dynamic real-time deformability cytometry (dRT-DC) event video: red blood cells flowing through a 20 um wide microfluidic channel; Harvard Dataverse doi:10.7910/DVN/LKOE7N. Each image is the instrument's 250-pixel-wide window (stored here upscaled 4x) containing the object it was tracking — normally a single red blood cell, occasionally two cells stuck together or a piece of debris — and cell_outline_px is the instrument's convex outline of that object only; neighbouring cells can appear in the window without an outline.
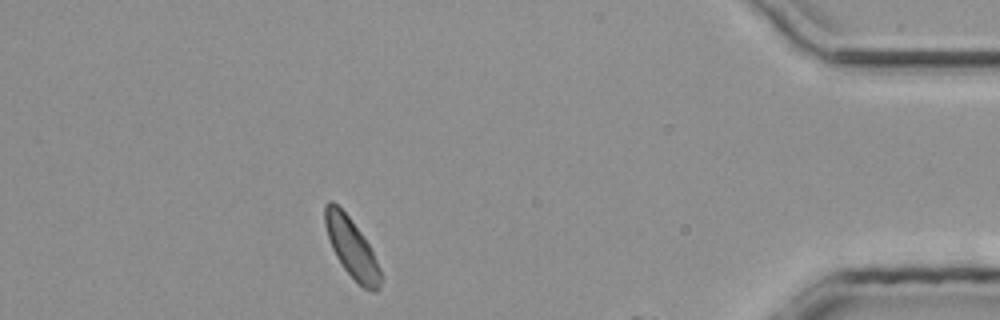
{"species": "common noctule bat (a hibernating species)", "species_latin": "Nyctalus noctula", "temperature_condition": "room temperature", "stored_images_in_passage": 28, "segment_of_instrument_passage": [2, 2], "camera_frame_rate_fps": 3000, "um_per_image_px": 0.085, "animal": {"sex": "male", "body_mass_g": 20.4}, "frame": {"image": 1, "passage_image": 25, "time_ms": 8.0, "image_size_px": [1000, 320], "cell_outline_px": [[380, 288], [376, 292], [372, 292], [364, 288], [344, 268], [336, 256], [332, 248], [324, 224], [324, 204], [328, 200], [332, 200], [348, 216], [360, 232], [368, 244], [380, 268]], "centroid_in_image_um": [29.86, 21.04], "position_along_channel_um": 405.3, "area_um2": 18.79}}